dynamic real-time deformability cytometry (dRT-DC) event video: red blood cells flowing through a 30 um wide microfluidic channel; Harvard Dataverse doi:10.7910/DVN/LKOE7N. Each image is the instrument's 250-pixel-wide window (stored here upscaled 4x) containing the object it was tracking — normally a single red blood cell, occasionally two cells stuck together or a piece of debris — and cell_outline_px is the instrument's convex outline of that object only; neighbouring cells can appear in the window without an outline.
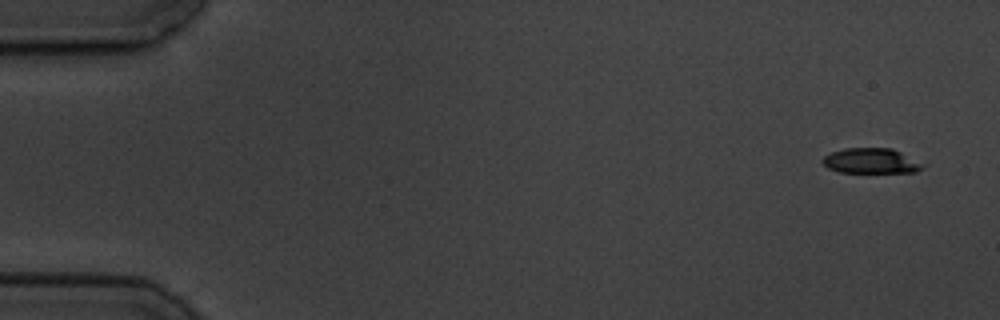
{"species": "common noctule bat (a hibernating species)", "species_latin": "Nyctalus noctula", "temperature_condition": "cold", "stored_images_in_passage": 4, "camera_frame_rate_fps": 3000, "um_per_image_px": 0.085, "animal": {"sex": "male", "body_mass_g": 19.5, "forearm_length_mm": 54.6}, "frame": {"image": 1, "passage_image": 1, "time_ms": 0.0, "image_size_px": [1000, 320], "cell_outline_px": [[928, 164], [916, 172], [840, 172], [828, 168], [820, 160], [824, 156], [832, 152], [844, 148], [892, 148]], "centroid_in_image_um": [74.08, 13.67], "position_along_channel_um": 10.9, "area_um2": 14.85}}
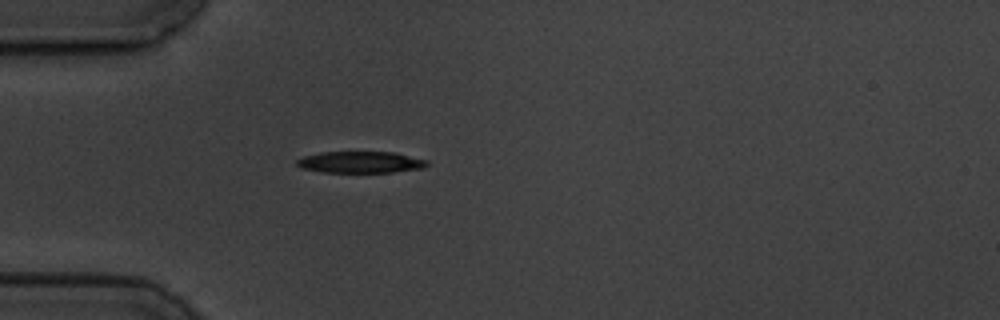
{"frame": {"image": 2, "passage_image": 4, "time_ms": 4.667, "image_size_px": [1000, 320], "cell_outline_px": [[428, 164], [424, 168], [392, 172], [320, 172], [300, 168], [296, 164], [296, 160], [304, 156], [320, 152], [396, 152], [428, 160]], "centroid_in_image_um": [30.64, 13.78], "position_along_channel_um": 54.4, "area_um2": 16.47}}